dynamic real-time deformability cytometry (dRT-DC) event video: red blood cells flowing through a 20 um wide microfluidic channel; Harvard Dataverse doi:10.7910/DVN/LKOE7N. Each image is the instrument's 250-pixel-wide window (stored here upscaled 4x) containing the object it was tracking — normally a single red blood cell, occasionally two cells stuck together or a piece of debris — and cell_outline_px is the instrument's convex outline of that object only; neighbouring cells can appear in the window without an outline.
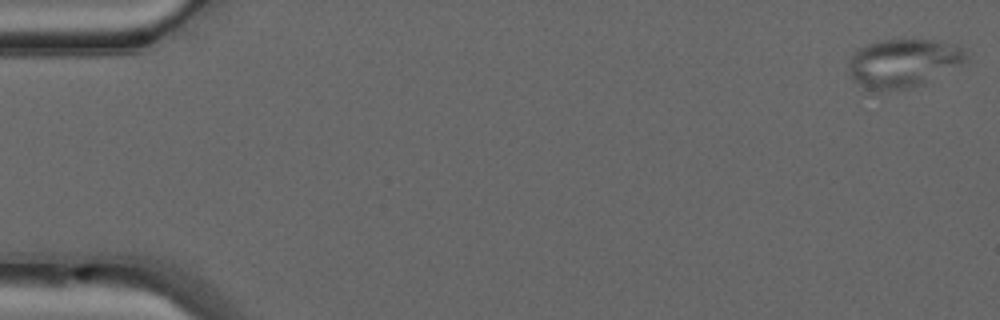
{"species": "common noctule bat (a hibernating species)", "species_latin": "Nyctalus noctula", "temperature_condition": "warm", "stored_images_in_passage": 49, "camera_frame_rate_fps": 3000, "um_per_image_px": 0.085, "animal": {"sex": "male", "forearm_length_mm": 52.5}, "frame": {"image": 1, "passage_image": 1, "time_ms": 0.0, "image_size_px": [1000, 320], "cell_outline_px": [[968, 60], [964, 64], [924, 84], [908, 88], [876, 92], [852, 80], [848, 64], [848, 60], [852, 52], [868, 44], [884, 40], [940, 40], [956, 44], [964, 48], [968, 56]], "centroid_in_image_um": [76.82, 5.36], "position_along_channel_um": 8.2, "area_um2": 33.7}}
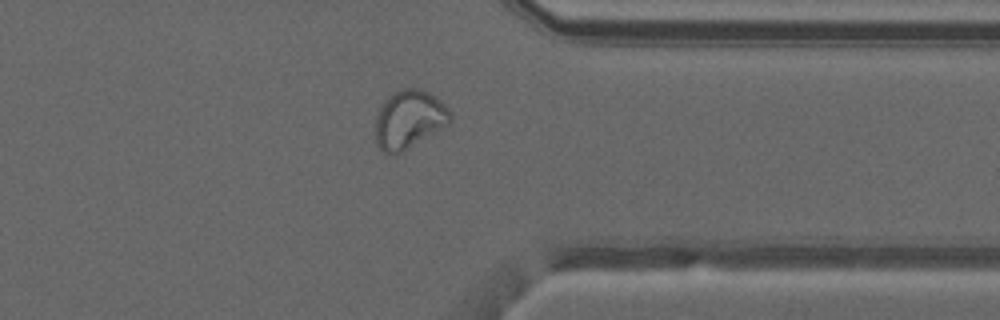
{"frame": {"image": 2, "passage_image": 39, "time_ms": 12.667, "image_size_px": [1000, 320], "cell_outline_px": [[452, 120], [448, 124], [408, 148], [400, 152], [384, 152], [376, 144], [376, 112], [380, 104], [388, 96], [400, 88], [420, 88], [436, 96], [452, 112]], "centroid_in_image_um": [34.77, 10.09], "position_along_channel_um": 376.6, "area_um2": 25.37}}
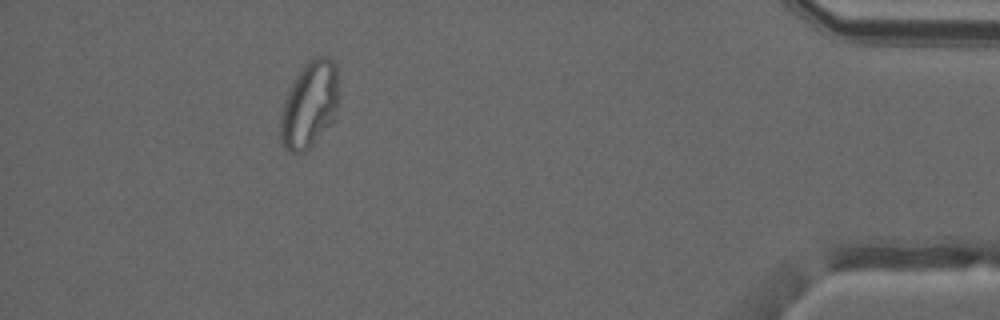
{"frame": {"image": 3, "passage_image": 45, "time_ms": 14.667, "image_size_px": [1000, 320], "cell_outline_px": [[336, 108], [332, 124], [304, 152], [288, 152], [284, 148], [280, 136], [280, 116], [284, 100], [296, 76], [304, 64], [308, 60], [316, 56], [328, 56], [336, 64]], "centroid_in_image_um": [26.28, 8.9], "position_along_channel_um": 408.9, "area_um2": 29.02}, "authors_computed_cell_mechanics": {"area_um2": 28.5532, "velocity_mm_per_s": 4.157, "shape_relaxation_time_tau1_ms": null, "shape_relaxation_time_tau2_ms": 1.878, "deformation_change_tau1": null, "deformation_change_tau2": 0.055}}